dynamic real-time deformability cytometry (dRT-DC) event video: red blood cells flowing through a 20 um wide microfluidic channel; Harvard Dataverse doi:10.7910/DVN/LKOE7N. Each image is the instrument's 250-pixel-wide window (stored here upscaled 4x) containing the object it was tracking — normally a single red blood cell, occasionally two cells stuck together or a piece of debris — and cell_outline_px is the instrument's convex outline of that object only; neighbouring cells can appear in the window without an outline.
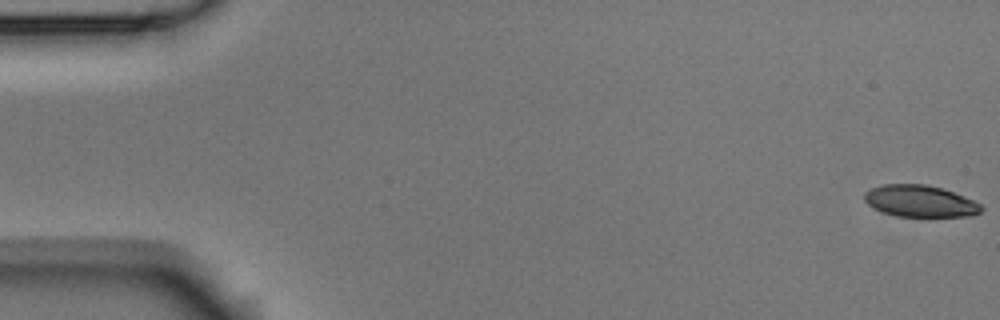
{"species": "Egyptian fruit bat (a non-hibernating species)", "species_latin": "Rousettus aegyptiacus", "temperature_condition": "room temperature", "stored_images_in_passage": 7, "camera_frame_rate_fps": 3000, "um_per_image_px": 0.085, "animal": {"sex": "male"}, "frame": {"image": 1, "passage_image": 1, "time_ms": 0.0, "image_size_px": [1000, 320], "cell_outline_px": [[984, 208], [980, 212], [972, 216], [896, 216], [884, 212], [868, 204], [864, 200], [864, 192], [872, 188], [884, 184], [924, 184], [940, 188], [964, 196], [980, 204]], "centroid_in_image_um": [78.21, 17.09], "position_along_channel_um": 6.8, "area_um2": 21.33}}
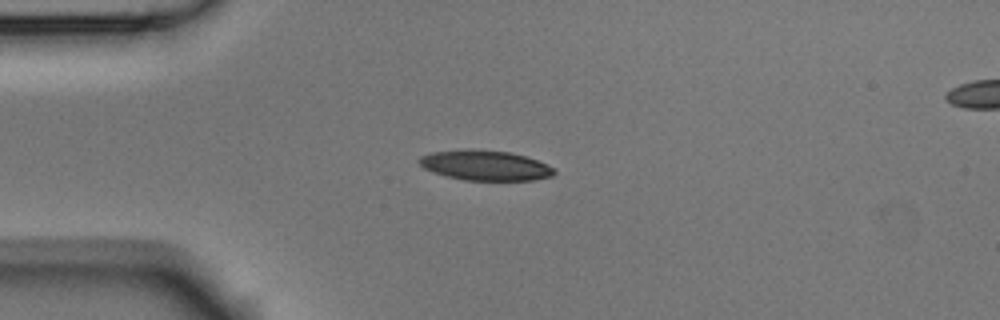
{"frame": {"image": 2, "passage_image": 5, "time_ms": 1.333, "image_size_px": [1000, 320], "cell_outline_px": [[556, 172], [552, 176], [532, 180], [464, 180], [432, 172], [424, 168], [416, 160], [420, 156], [432, 152], [508, 152], [524, 156], [536, 160], [552, 168]], "centroid_in_image_um": [41.24, 14.11], "position_along_channel_um": 43.8, "area_um2": 22.43}}
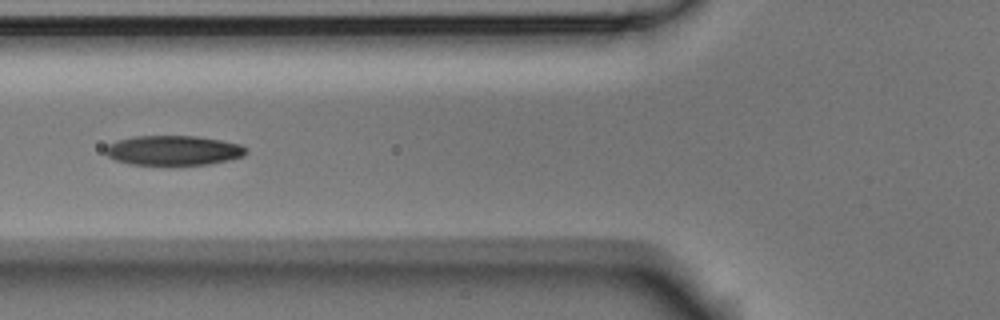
{"frame": {"image": 3, "passage_image": 7, "time_ms": 2.0, "image_size_px": [1000, 320], "cell_outline_px": [[248, 152], [244, 156], [228, 160], [208, 164], [128, 164], [116, 160], [108, 156], [104, 152], [104, 148], [108, 144], [116, 140], [136, 136], [196, 136], [220, 140], [240, 144], [248, 148]], "centroid_in_image_um": [14.73, 12.77], "position_along_channel_um": 111.1, "area_um2": 24.33}}